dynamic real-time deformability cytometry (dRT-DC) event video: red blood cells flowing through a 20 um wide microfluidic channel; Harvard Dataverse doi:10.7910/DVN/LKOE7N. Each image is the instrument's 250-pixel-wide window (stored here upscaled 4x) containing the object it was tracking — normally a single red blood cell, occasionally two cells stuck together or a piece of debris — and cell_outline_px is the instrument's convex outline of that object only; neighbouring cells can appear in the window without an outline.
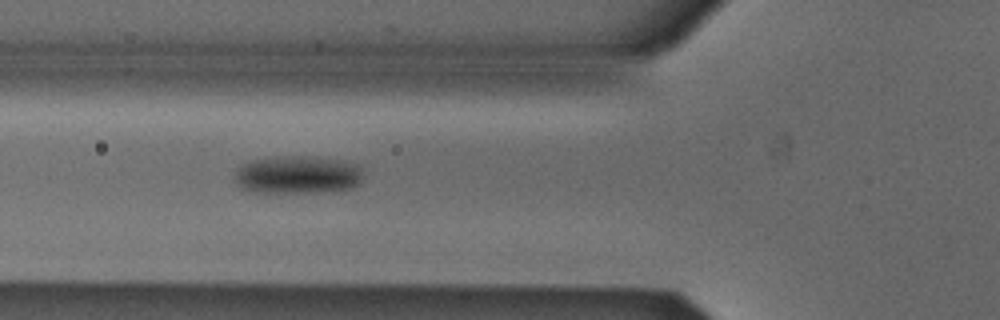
{"species": "Egyptian fruit bat (a non-hibernating species)", "species_latin": "Rousettus aegyptiacus", "temperature_condition": "cold", "stored_images_in_passage": 38, "camera_frame_rate_fps": 3000, "um_per_image_px": 0.085, "animal": {"sex": "male"}, "frame": {"image": 1, "passage_image": 9, "time_ms": 2.667, "image_size_px": [1000, 320], "cell_outline_px": [[364, 176], [360, 184], [352, 188], [316, 192], [252, 192], [240, 188], [236, 184], [236, 172], [240, 164], [252, 160], [288, 156], [312, 156], [340, 160], [356, 164], [360, 168]], "centroid_in_image_um": [25.31, 14.86], "position_along_channel_um": 100.5, "area_um2": 28.5}}
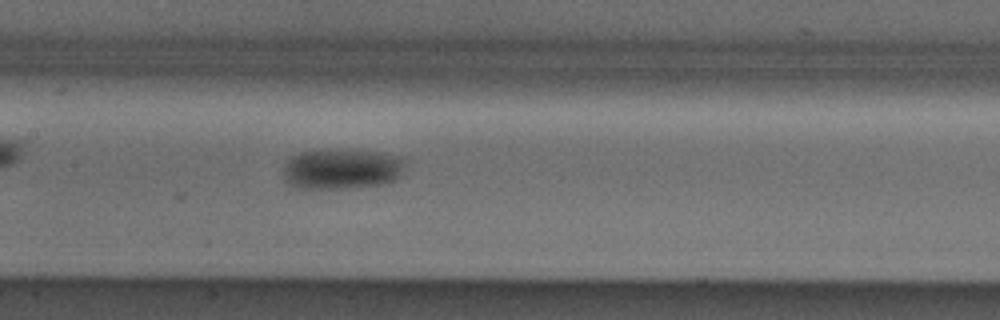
{"frame": {"image": 2, "passage_image": 15, "time_ms": 4.667, "image_size_px": [1000, 320], "cell_outline_px": [[408, 160], [396, 180], [380, 184], [344, 188], [296, 188], [288, 184], [284, 180], [284, 164], [292, 156], [300, 152], [324, 148], [336, 148], [376, 152], [400, 156]], "centroid_in_image_um": [29.03, 14.33], "position_along_channel_um": 178.4, "area_um2": 29.19}}
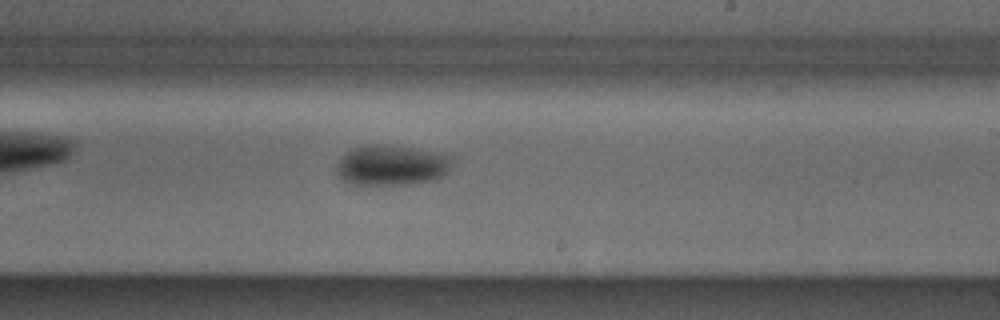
{"frame": {"image": 3, "passage_image": 21, "time_ms": 6.667, "image_size_px": [1000, 320], "cell_outline_px": [[456, 156], [448, 172], [444, 176], [436, 180], [412, 184], [348, 184], [340, 180], [336, 172], [336, 164], [352, 148], [368, 144], [380, 144], [412, 148]], "centroid_in_image_um": [33.32, 14.06], "position_along_channel_um": 255.7, "area_um2": 27.57}, "authors_computed_cell_mechanics": {"area_um2": 27.2527, "velocity_mm_per_s": 3.8922, "shape_relaxation_time_tau1_ms": 2.3168, "shape_relaxation_time_tau2_ms": null, "deformation_change_tau1": 0.0918, "deformation_change_tau2": null}}